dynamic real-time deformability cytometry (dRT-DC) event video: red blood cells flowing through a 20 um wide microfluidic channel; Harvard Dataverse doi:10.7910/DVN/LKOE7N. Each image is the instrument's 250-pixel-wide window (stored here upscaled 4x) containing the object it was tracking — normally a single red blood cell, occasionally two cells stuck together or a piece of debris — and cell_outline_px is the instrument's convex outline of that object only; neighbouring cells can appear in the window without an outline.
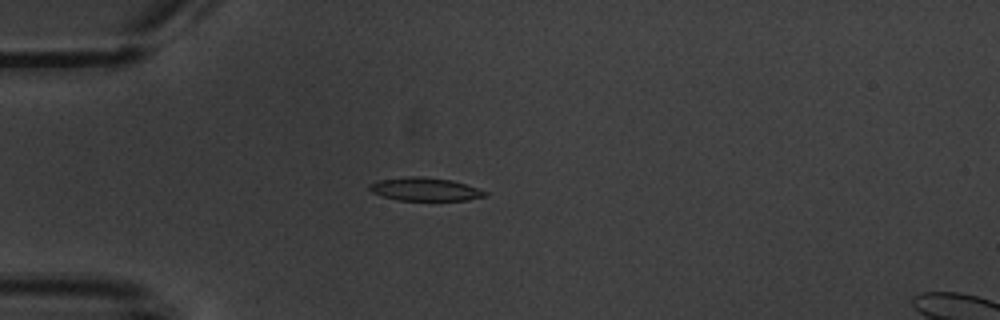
{"species": "common noctule bat (a hibernating species)", "species_latin": "Nyctalus noctula", "temperature_condition": "warm", "stored_images_in_passage": 4, "camera_frame_rate_fps": 3000, "um_per_image_px": 0.085, "animal": {"sex": "male", "body_mass_g": 20.1, "forearm_length_mm": 53.5}, "frame": {"image": 1, "passage_image": 4, "time_ms": 4.333, "image_size_px": [1000, 320], "cell_outline_px": [[488, 196], [468, 200], [400, 200], [384, 196], [372, 192], [368, 188], [368, 184], [376, 180], [408, 176], [420, 176], [452, 180], [488, 192]], "centroid_in_image_um": [36.11, 16.07], "position_along_channel_um": 48.9, "area_um2": 15.61}}